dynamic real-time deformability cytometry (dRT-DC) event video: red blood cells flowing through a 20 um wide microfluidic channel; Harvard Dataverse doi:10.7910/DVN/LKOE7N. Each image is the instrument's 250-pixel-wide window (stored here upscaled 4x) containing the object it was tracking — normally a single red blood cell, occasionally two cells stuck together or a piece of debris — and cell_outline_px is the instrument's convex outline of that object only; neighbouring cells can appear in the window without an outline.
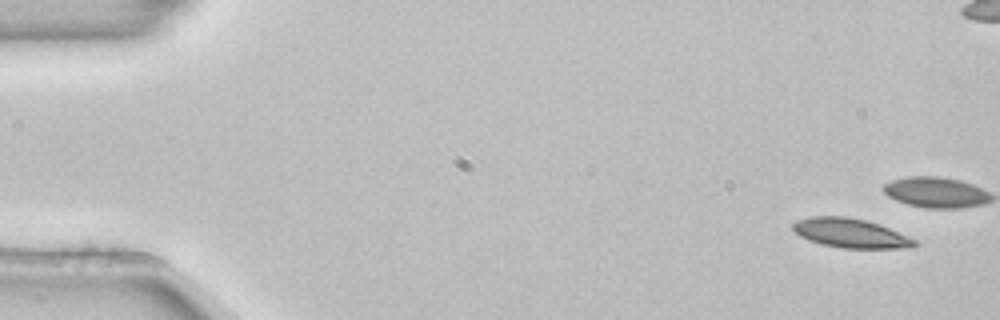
{"species": "common noctule bat (a hibernating species)", "species_latin": "Nyctalus noctula", "temperature_condition": "room temperature", "stored_images_in_passage": 5, "camera_frame_rate_fps": 3000, "um_per_image_px": 0.085, "animal": {"sex": "female", "body_mass_g": 22.7, "forearm_length_mm": 54.2}, "frame": {"image": 1, "passage_image": 1, "time_ms": 0.0, "image_size_px": [1000, 320], "cell_outline_px": [[916, 244], [912, 248], [840, 248], [820, 244], [800, 236], [792, 228], [792, 224], [796, 220], [812, 216], [844, 216], [864, 220], [880, 224], [916, 240]], "centroid_in_image_um": [72.28, 19.82], "position_along_channel_um": 12.7, "area_um2": 20.69}}
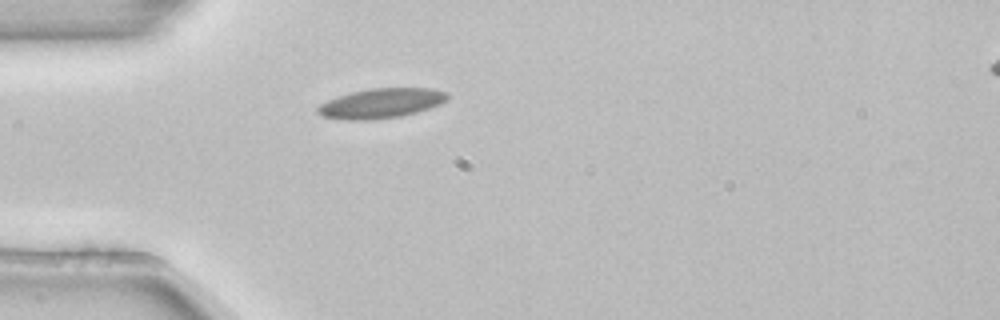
{"frame": {"image": 2, "passage_image": 5, "time_ms": 1.333, "image_size_px": [1000, 320], "cell_outline_px": [[448, 100], [440, 104], [416, 112], [400, 116], [368, 120], [348, 120], [320, 116], [316, 112], [316, 108], [320, 104], [328, 100], [352, 92], [372, 88], [432, 88], [448, 92]], "centroid_in_image_um": [32.4, 8.78], "position_along_channel_um": 52.6, "area_um2": 22.43}}